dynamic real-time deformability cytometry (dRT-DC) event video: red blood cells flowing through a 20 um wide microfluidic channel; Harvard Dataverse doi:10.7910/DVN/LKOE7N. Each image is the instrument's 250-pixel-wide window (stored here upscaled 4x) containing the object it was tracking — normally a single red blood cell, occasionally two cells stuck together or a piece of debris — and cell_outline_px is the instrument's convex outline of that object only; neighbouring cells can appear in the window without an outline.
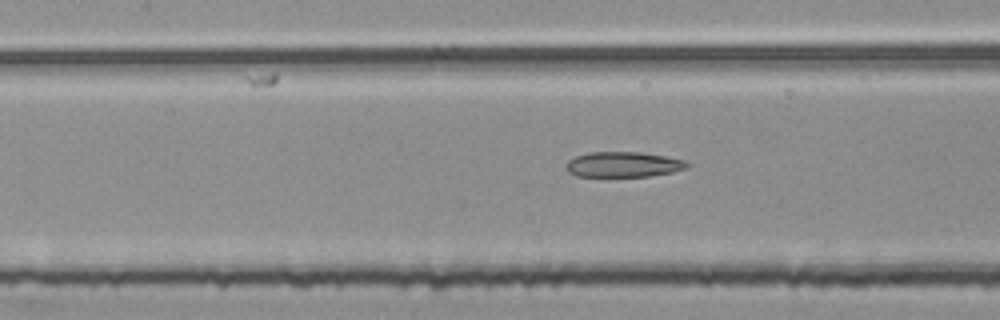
{"species": "common noctule bat (a hibernating species)", "species_latin": "Nyctalus noctula", "temperature_condition": "room temperature", "stored_images_in_passage": 49, "segment_of_instrument_passage": [2, 2], "camera_frame_rate_fps": 3000, "um_per_image_px": 0.085, "animal": {"sex": "female", "body_mass_g": 25.1}, "frame": {"image": 1, "passage_image": 19, "time_ms": 6.0, "image_size_px": [1000, 320], "cell_outline_px": [[688, 168], [672, 172], [648, 176], [576, 176], [568, 172], [564, 168], [568, 160], [576, 156], [588, 152], [640, 152], [668, 156], [684, 160], [688, 164]], "centroid_in_image_um": [52.96, 13.97], "position_along_channel_um": 154.4, "area_um2": 17.92}}
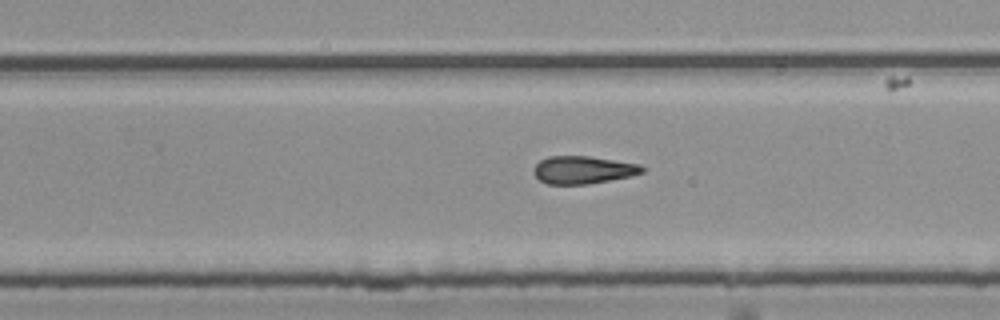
{"frame": {"image": 2, "passage_image": 29, "time_ms": 9.333, "image_size_px": [1000, 320], "cell_outline_px": [[648, 168], [644, 172], [632, 176], [588, 184], [548, 184], [540, 180], [532, 172], [532, 168], [540, 160], [548, 156], [588, 156], [640, 164]], "centroid_in_image_um": [49.58, 14.44], "position_along_channel_um": 280.2, "area_um2": 17.69}}
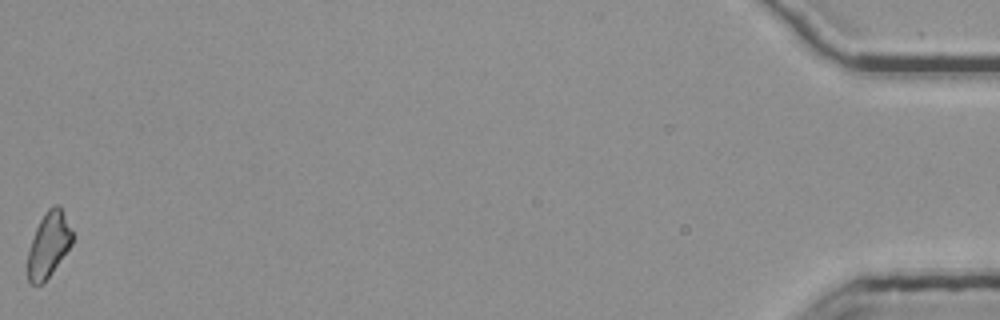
{"frame": {"image": 3, "passage_image": 49, "time_ms": 16.0, "image_size_px": [1000, 320], "cell_outline_px": [[76, 236], [72, 244], [44, 284], [28, 284], [28, 252], [36, 228], [44, 212], [52, 204], [56, 204], [60, 208]], "centroid_in_image_um": [4.15, 20.81], "position_along_channel_um": 431.0, "area_um2": 17.05}}